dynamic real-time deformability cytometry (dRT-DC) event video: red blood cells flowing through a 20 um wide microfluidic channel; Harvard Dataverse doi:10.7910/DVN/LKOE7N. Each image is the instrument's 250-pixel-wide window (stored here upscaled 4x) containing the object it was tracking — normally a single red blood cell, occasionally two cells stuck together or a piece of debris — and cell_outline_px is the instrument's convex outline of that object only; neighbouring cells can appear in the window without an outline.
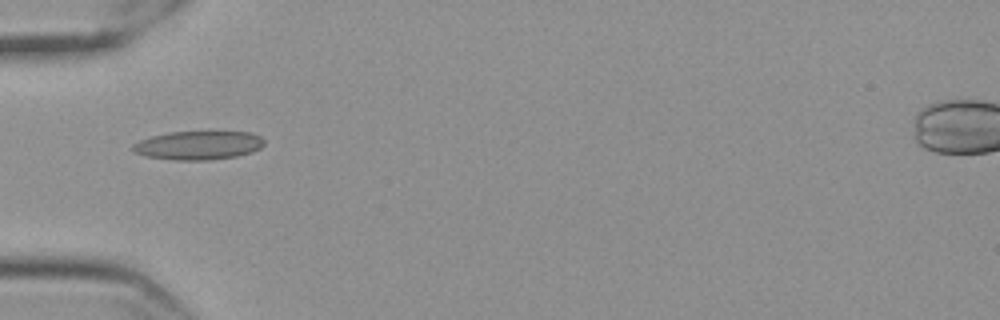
{"species": "Egyptian fruit bat (a non-hibernating species)", "species_latin": "Rousettus aegyptiacus", "temperature_condition": "cold", "stored_images_in_passage": 24, "camera_frame_rate_fps": 3000, "um_per_image_px": 0.085, "frame": {"image": 1, "passage_image": 1, "time_ms": 0.0, "image_size_px": [1000, 320], "cell_outline_px": [[264, 144], [260, 148], [252, 152], [236, 156], [208, 160], [176, 160], [148, 156], [132, 152], [132, 144], [140, 140], [152, 136], [168, 132], [208, 128], [252, 132], [260, 136], [264, 140]], "centroid_in_image_um": [16.91, 12.28], "position_along_channel_um": 68.1, "area_um2": 23.12}}
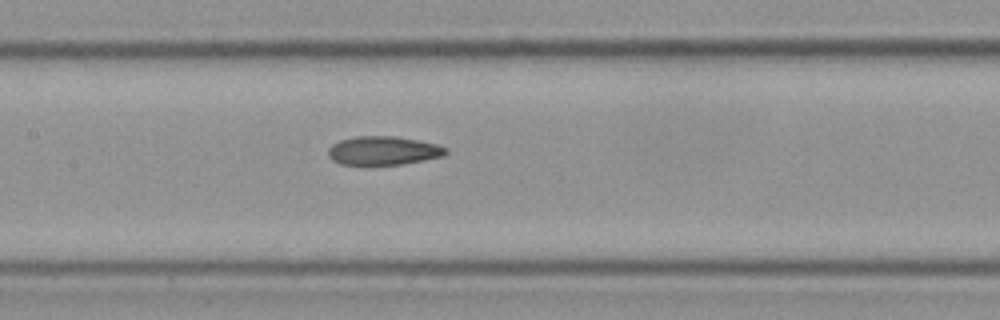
{"frame": {"image": 2, "passage_image": 10, "time_ms": 3.0, "image_size_px": [1000, 320], "cell_outline_px": [[448, 152], [444, 156], [424, 160], [400, 164], [340, 164], [332, 160], [328, 156], [328, 148], [332, 144], [340, 140], [356, 136], [396, 136], [436, 144], [448, 148]], "centroid_in_image_um": [32.57, 12.79], "position_along_channel_um": 174.8, "area_um2": 19.59}}
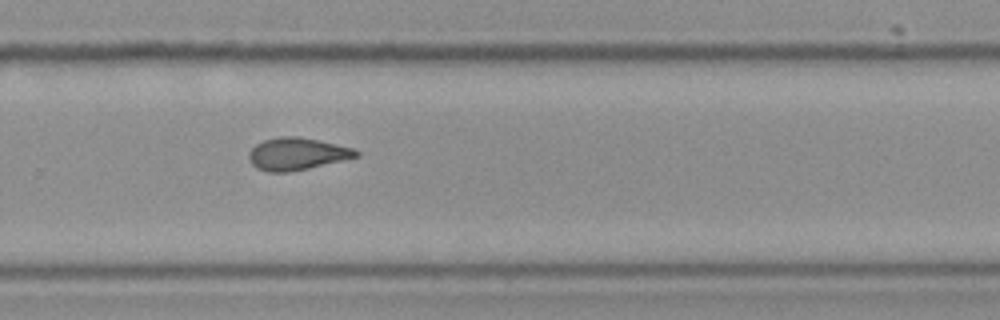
{"frame": {"image": 3, "passage_image": 21, "time_ms": 6.667, "image_size_px": [1000, 320], "cell_outline_px": [[360, 156], [308, 168], [288, 172], [268, 172], [256, 168], [252, 164], [248, 156], [252, 148], [256, 144], [264, 140], [280, 136], [296, 136], [316, 140], [352, 148], [360, 152]], "centroid_in_image_um": [25.22, 13.08], "position_along_channel_um": 304.6, "area_um2": 19.88}}